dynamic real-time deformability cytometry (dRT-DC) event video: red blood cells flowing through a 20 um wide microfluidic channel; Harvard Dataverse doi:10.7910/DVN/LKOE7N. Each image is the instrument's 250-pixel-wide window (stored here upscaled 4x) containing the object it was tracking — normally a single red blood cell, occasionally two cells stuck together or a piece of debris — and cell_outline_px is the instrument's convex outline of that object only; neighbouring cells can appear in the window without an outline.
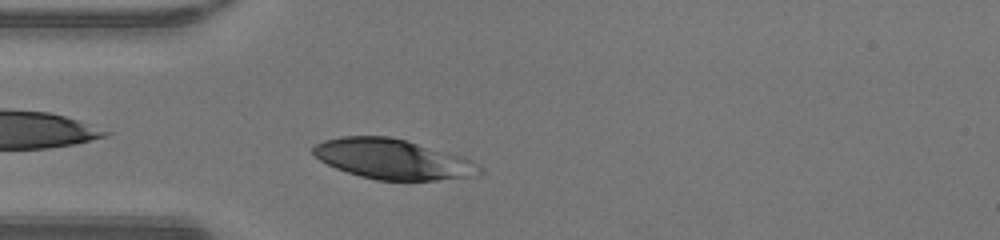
{"species": "human", "species_latin": "Homo sapiens", "temperature_condition": "warm", "stored_images_in_passage": 37, "camera_frame_rate_fps": 3000, "um_per_image_px": 0.085, "donor": {"sex": "male"}, "frame": {"image": 1, "passage_image": 5, "time_ms": 1.333, "image_size_px": [1000, 240], "cell_outline_px": [[484, 172], [472, 176], [436, 180], [376, 180], [360, 176], [336, 168], [320, 160], [312, 152], [312, 148], [316, 144], [324, 140], [344, 136], [388, 136], [404, 140], [464, 156], [472, 160], [484, 168]], "centroid_in_image_um": [33.42, 13.53], "position_along_channel_um": 51.6, "area_um2": 38.73}}
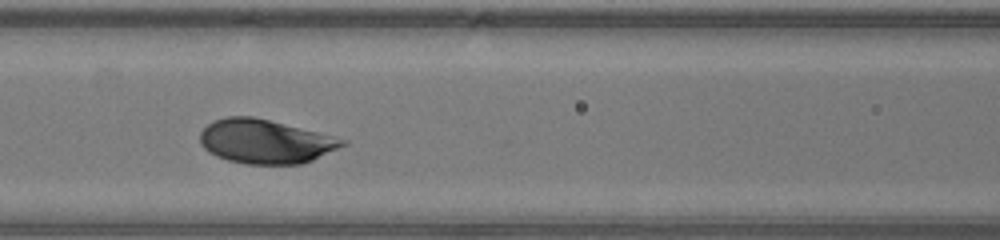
{"frame": {"image": 2, "passage_image": 12, "time_ms": 3.667, "image_size_px": [1000, 240], "cell_outline_px": [[348, 144], [312, 160], [300, 164], [248, 164], [228, 160], [216, 156], [208, 152], [200, 144], [200, 132], [212, 120], [228, 116], [252, 116], [348, 140]], "centroid_in_image_um": [22.52, 12.03], "position_along_channel_um": 144.1, "area_um2": 36.3}}
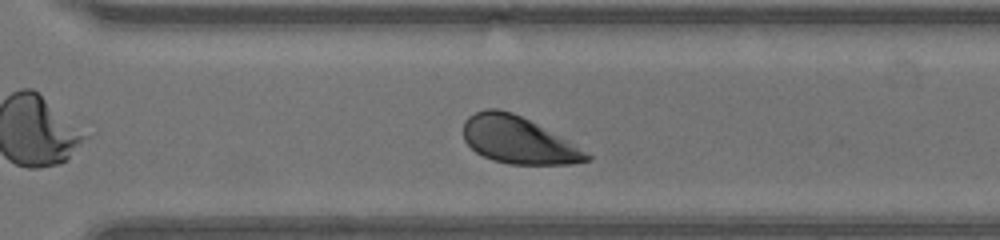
{"frame": {"image": 3, "passage_image": 25, "time_ms": 8.0, "image_size_px": [1000, 240], "cell_outline_px": [[592, 160], [572, 164], [508, 164], [492, 160], [476, 152], [464, 140], [464, 120], [468, 116], [484, 108], [496, 108], [512, 112], [568, 140], [592, 156]], "centroid_in_image_um": [44.03, 11.91], "position_along_channel_um": 326.6, "area_um2": 33.58}, "authors_computed_cell_mechanics": {"area_um2": 36.2406, "velocity_mm_per_s": 4.2199, "shape_relaxation_time_tau1_ms": 1.5431, "shape_relaxation_time_tau2_ms": null, "deformation_change_tau1": 0.1149, "deformation_change_tau2": null}}